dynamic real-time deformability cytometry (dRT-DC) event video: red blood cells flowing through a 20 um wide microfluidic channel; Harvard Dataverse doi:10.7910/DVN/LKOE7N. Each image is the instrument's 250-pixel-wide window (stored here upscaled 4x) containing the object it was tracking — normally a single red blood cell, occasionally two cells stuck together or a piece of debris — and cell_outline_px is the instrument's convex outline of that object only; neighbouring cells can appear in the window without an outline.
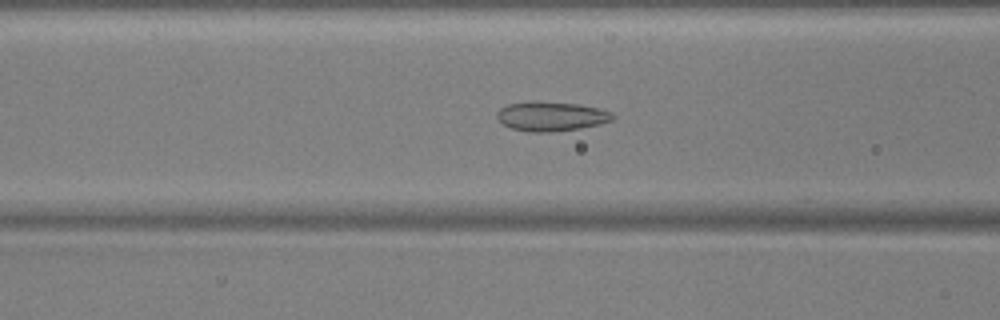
{"species": "common noctule bat (a hibernating species)", "species_latin": "Nyctalus noctula", "temperature_condition": "warm", "stored_images_in_passage": 46, "camera_frame_rate_fps": 3000, "um_per_image_px": 0.085, "animal": {"sex": "male", "body_mass_g": 17.9, "forearm_length_mm": 54.2}, "frame": {"image": 1, "passage_image": 15, "time_ms": 4.667, "image_size_px": [1000, 320], "cell_outline_px": [[616, 116], [612, 120], [600, 124], [580, 128], [552, 132], [528, 132], [512, 128], [504, 124], [496, 116], [496, 112], [500, 108], [508, 104], [576, 104], [600, 108], [612, 112]], "centroid_in_image_um": [46.91, 9.94], "position_along_channel_um": 119.7, "area_um2": 19.02}}
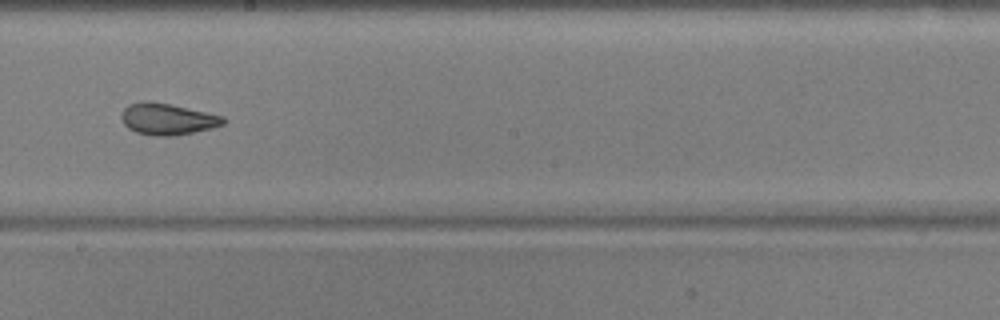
{"frame": {"image": 2, "passage_image": 24, "time_ms": 7.667, "image_size_px": [1000, 320], "cell_outline_px": [[228, 120], [224, 124], [212, 128], [172, 136], [156, 136], [136, 132], [128, 128], [124, 124], [120, 116], [120, 112], [128, 104], [140, 100], [148, 100], [172, 104], [224, 116]], "centroid_in_image_um": [14.21, 10.1], "position_along_channel_um": 234.0, "area_um2": 19.02}}
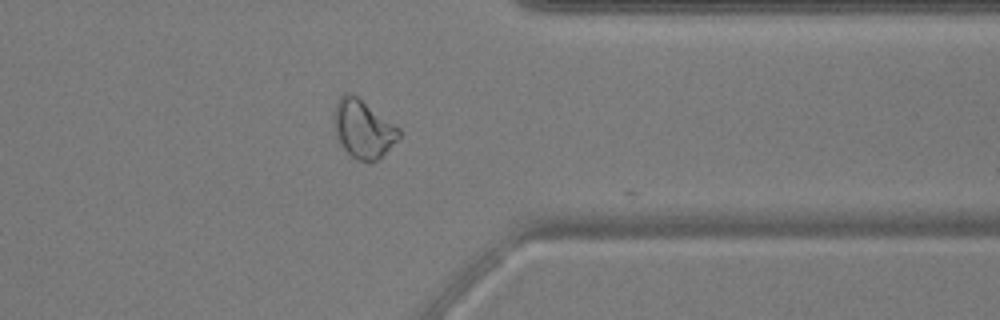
{"frame": {"image": 3, "passage_image": 36, "time_ms": 11.667, "image_size_px": [1000, 320], "cell_outline_px": [[400, 136], [376, 160], [356, 160], [344, 148], [332, 124], [336, 104], [340, 96], [344, 92], [352, 92], [400, 128]], "centroid_in_image_um": [30.84, 10.89], "position_along_channel_um": 380.6, "area_um2": 21.56}, "authors_computed_cell_mechanics": {"area_um2": 20.8947, "velocity_mm_per_s": 3.8043, "shape_relaxation_time_tau1_ms": null, "shape_relaxation_time_tau2_ms": 1.3228, "deformation_change_tau1": null, "deformation_change_tau2": 0.0646}}